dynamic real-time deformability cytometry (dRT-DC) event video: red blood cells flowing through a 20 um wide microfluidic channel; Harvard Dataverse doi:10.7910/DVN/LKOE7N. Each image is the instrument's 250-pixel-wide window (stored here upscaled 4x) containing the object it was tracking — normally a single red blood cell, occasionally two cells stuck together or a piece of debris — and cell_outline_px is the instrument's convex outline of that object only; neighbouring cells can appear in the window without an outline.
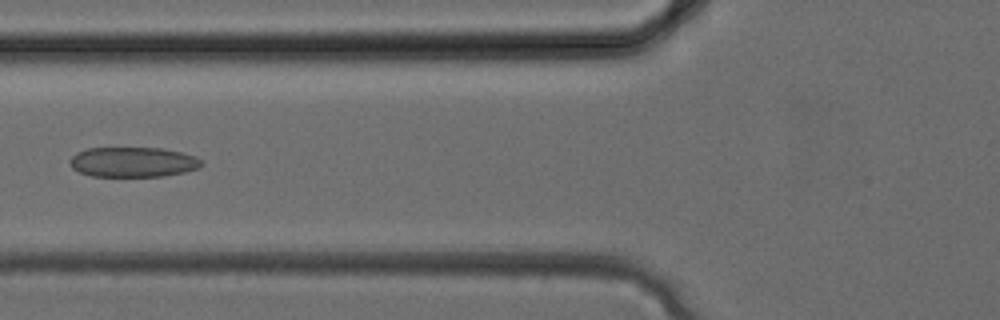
{"species": "common noctule bat (a hibernating species)", "species_latin": "Nyctalus noctula", "temperature_condition": "cold", "stored_images_in_passage": 27, "camera_frame_rate_fps": 3000, "um_per_image_px": 0.085, "animal": {"sex": "female", "body_mass_g": 24.6, "forearm_length_mm": 56.2}, "frame": {"image": 1, "passage_image": 9, "time_ms": 2.667, "image_size_px": [1000, 320], "cell_outline_px": [[204, 164], [200, 168], [184, 172], [164, 176], [92, 176], [80, 172], [72, 168], [68, 160], [76, 152], [88, 148], [164, 148], [196, 156], [204, 160]], "centroid_in_image_um": [11.34, 13.77], "position_along_channel_um": 114.5, "area_um2": 23.24}}
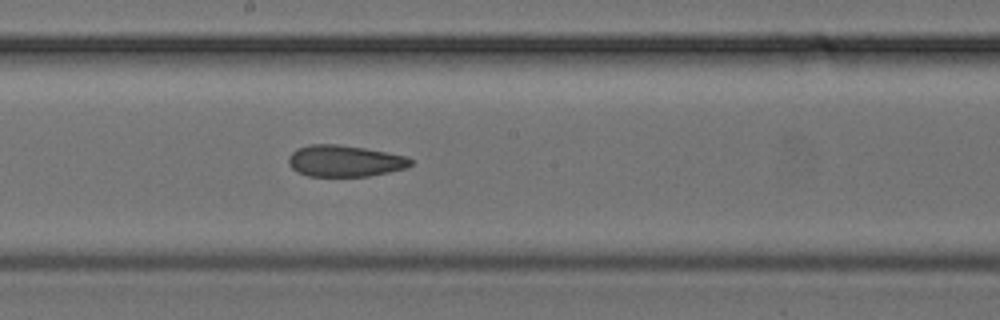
{"frame": {"image": 2, "passage_image": 14, "time_ms": 4.333, "image_size_px": [1000, 320], "cell_outline_px": [[412, 164], [408, 168], [368, 176], [308, 176], [296, 172], [288, 164], [288, 156], [296, 148], [308, 144], [340, 144], [364, 148], [408, 156], [412, 160]], "centroid_in_image_um": [29.28, 13.67], "position_along_channel_um": 218.9, "area_um2": 22.66}}
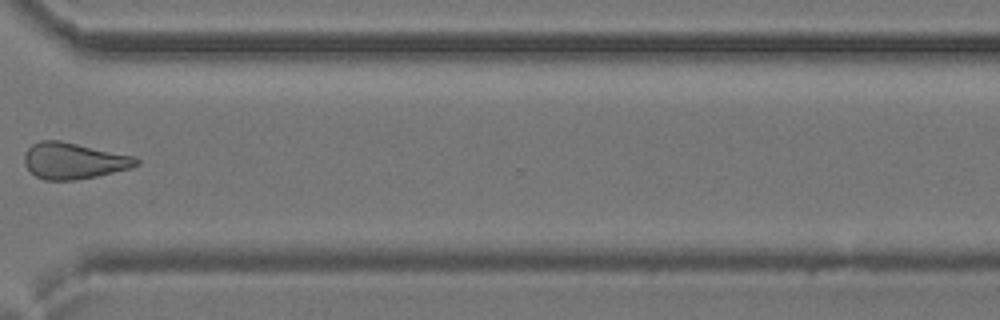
{"frame": {"image": 3, "passage_image": 21, "time_ms": 6.667, "image_size_px": [1000, 320], "cell_outline_px": [[140, 164], [132, 168], [96, 176], [76, 180], [44, 180], [36, 176], [24, 164], [24, 152], [32, 144], [40, 140], [60, 140], [132, 156], [140, 160]], "centroid_in_image_um": [6.24, 13.67], "position_along_channel_um": 364.4, "area_um2": 23.58}}